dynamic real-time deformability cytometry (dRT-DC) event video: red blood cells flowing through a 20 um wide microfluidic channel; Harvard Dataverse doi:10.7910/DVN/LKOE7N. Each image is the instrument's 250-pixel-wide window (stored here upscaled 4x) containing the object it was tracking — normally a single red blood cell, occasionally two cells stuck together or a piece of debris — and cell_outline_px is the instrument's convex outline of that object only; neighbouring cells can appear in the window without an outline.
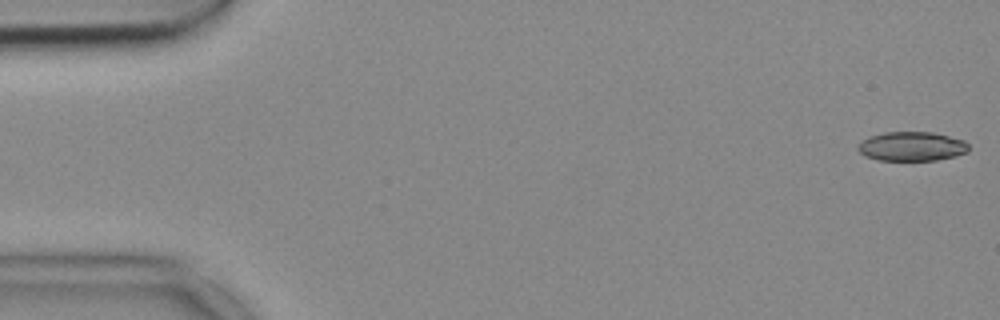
{"species": "common noctule bat (a hibernating species)", "species_latin": "Nyctalus noctula", "temperature_condition": "cold", "stored_images_in_passage": 53, "camera_frame_rate_fps": 3000, "um_per_image_px": 0.085, "animal": {"sex": "female", "body_mass_g": 18.4}, "frame": {"image": 1, "passage_image": 1, "time_ms": 0.0, "image_size_px": [1000, 320], "cell_outline_px": [[968, 152], [956, 156], [936, 160], [880, 160], [864, 156], [856, 148], [856, 144], [860, 140], [868, 136], [884, 132], [932, 132], [964, 140], [968, 144]], "centroid_in_image_um": [77.45, 12.44], "position_along_channel_um": 7.5, "area_um2": 19.07}}
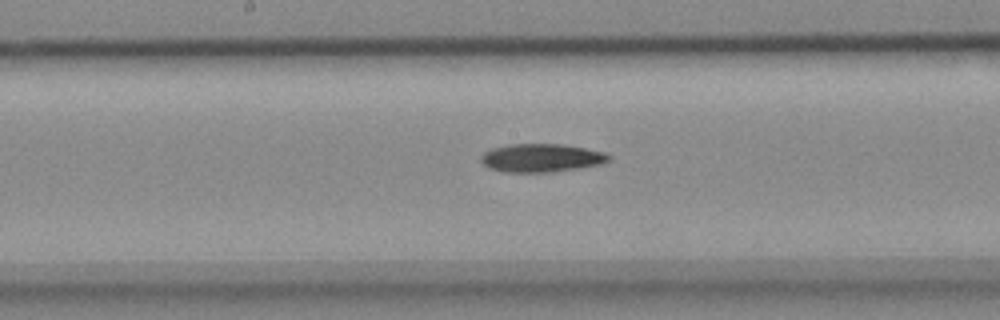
{"frame": {"image": 2, "passage_image": 27, "time_ms": 8.667, "image_size_px": [1000, 320], "cell_outline_px": [[612, 156], [608, 160], [600, 164], [580, 168], [552, 172], [504, 172], [488, 168], [480, 160], [480, 156], [484, 152], [492, 148], [512, 144], [564, 144], [604, 152]], "centroid_in_image_um": [46.0, 13.42], "position_along_channel_um": 202.2, "area_um2": 21.1}}
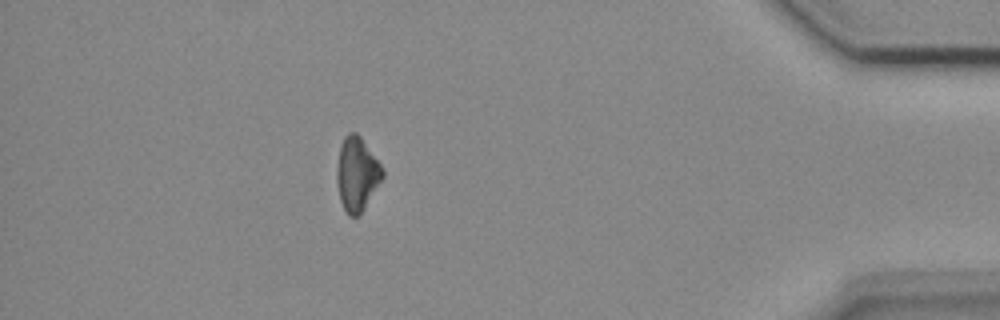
{"frame": {"image": 3, "passage_image": 47, "time_ms": 15.333, "image_size_px": [1000, 320], "cell_outline_px": [[384, 176], [364, 208], [356, 216], [348, 216], [340, 200], [336, 180], [336, 168], [340, 148], [344, 136], [348, 132], [356, 132], [360, 136], [384, 168]], "centroid_in_image_um": [30.33, 14.77], "position_along_channel_um": 404.9, "area_um2": 19.59}}